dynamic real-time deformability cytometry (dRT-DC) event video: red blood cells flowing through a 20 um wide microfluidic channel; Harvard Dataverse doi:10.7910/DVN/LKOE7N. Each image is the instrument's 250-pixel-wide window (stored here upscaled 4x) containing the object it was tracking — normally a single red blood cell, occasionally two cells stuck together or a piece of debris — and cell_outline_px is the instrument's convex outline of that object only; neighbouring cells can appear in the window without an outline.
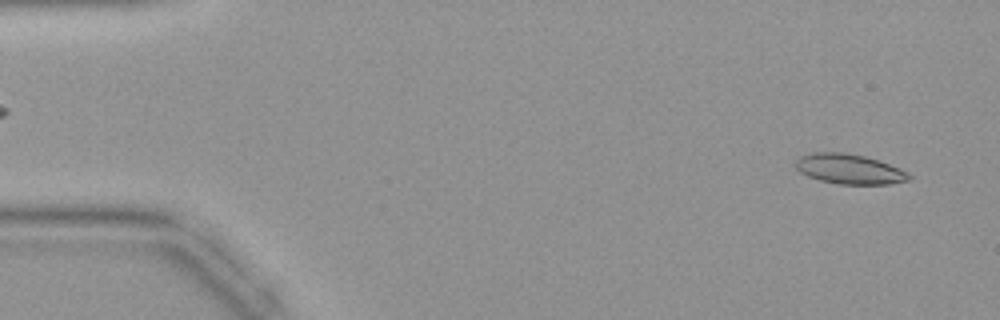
{"species": "common noctule bat (a hibernating species)", "species_latin": "Nyctalus noctula", "temperature_condition": "warm", "stored_images_in_passage": 43, "camera_frame_rate_fps": 3000, "um_per_image_px": 0.085, "animal": {"sex": "female", "body_mass_g": 19.9}, "frame": {"image": 1, "passage_image": 2, "time_ms": 0.333, "image_size_px": [1000, 320], "cell_outline_px": [[912, 176], [908, 180], [888, 184], [840, 184], [820, 180], [808, 176], [800, 172], [796, 168], [796, 160], [800, 156], [812, 152], [844, 152], [864, 156], [900, 168], [908, 172]], "centroid_in_image_um": [72.18, 14.36], "position_along_channel_um": 12.8, "area_um2": 19.65}}
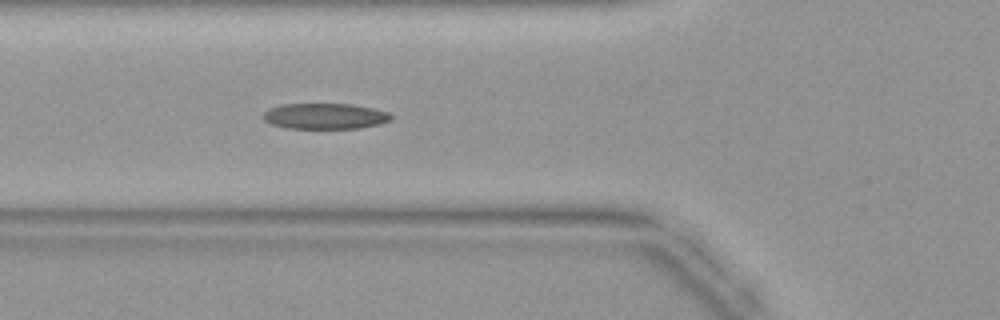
{"frame": {"image": 2, "passage_image": 15, "time_ms": 4.667, "image_size_px": [1000, 320], "cell_outline_px": [[392, 120], [380, 124], [360, 128], [284, 128], [272, 124], [264, 120], [264, 112], [268, 108], [280, 104], [352, 104], [372, 108], [388, 112], [392, 116]], "centroid_in_image_um": [27.62, 9.87], "position_along_channel_um": 98.2, "area_um2": 19.25}}
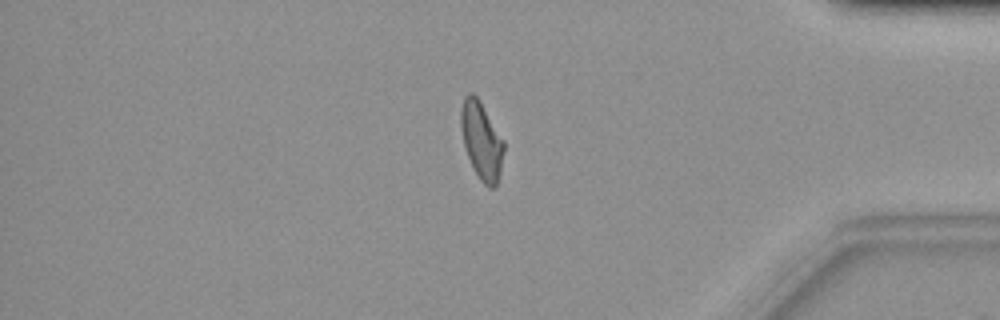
{"frame": {"image": 3, "passage_image": 36, "time_ms": 11.667, "image_size_px": [1000, 320], "cell_outline_px": [[504, 152], [500, 172], [496, 184], [492, 188], [488, 188], [480, 180], [464, 148], [460, 128], [460, 108], [464, 96], [468, 92], [472, 92], [480, 100], [504, 140]], "centroid_in_image_um": [40.91, 11.9], "position_along_channel_um": 394.3, "area_um2": 19.54}}